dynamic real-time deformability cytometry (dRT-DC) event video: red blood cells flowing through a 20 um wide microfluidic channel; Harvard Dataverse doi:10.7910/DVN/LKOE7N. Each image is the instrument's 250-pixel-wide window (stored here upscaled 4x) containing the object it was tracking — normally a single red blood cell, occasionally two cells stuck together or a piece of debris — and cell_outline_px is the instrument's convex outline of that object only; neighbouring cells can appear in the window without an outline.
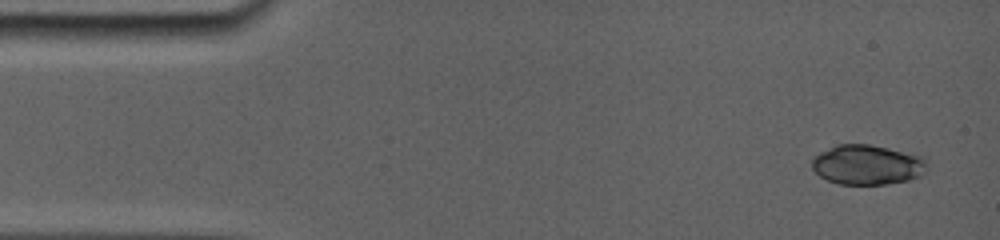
{"species": "common noctule bat (a hibernating species)", "species_latin": "Nyctalus noctula", "temperature_condition": "room temperature", "stored_images_in_passage": 7, "camera_frame_rate_fps": 5000, "um_per_image_px": 0.085, "animal": {"sex": "female", "body_mass_g": 19.0, "forearm_length_mm": 56.7}, "frame": {"image": 1, "passage_image": 1, "time_ms": 0.0, "image_size_px": [1000, 240], "cell_outline_px": [[920, 164], [916, 176], [908, 180], [884, 184], [840, 184], [828, 180], [820, 176], [812, 168], [812, 160], [816, 156], [832, 148], [844, 144], [864, 144], [884, 148], [920, 160]], "centroid_in_image_um": [73.49, 14.04], "position_along_channel_um": 11.5, "area_um2": 24.51}}
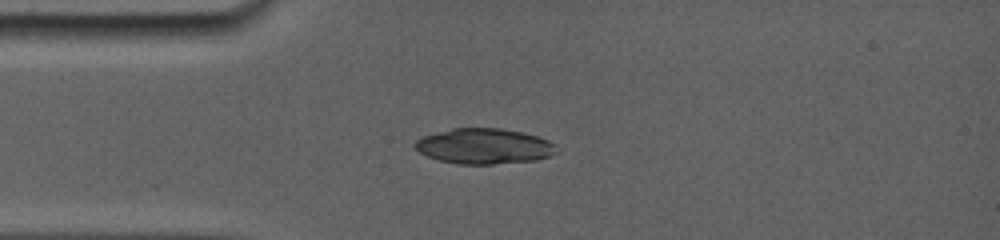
{"frame": {"image": 2, "passage_image": 6, "time_ms": 3.2, "image_size_px": [1000, 240], "cell_outline_px": [[552, 144], [548, 156], [536, 160], [492, 164], [456, 164], [440, 160], [428, 156], [420, 152], [416, 148], [416, 140], [424, 136], [456, 128], [496, 128], [520, 132], [536, 136]], "centroid_in_image_um": [41.06, 12.43], "position_along_channel_um": 43.9, "area_um2": 28.15}}